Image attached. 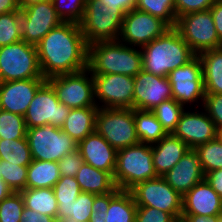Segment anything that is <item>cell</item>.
Segmentation results:
<instances>
[{"instance_id":"38","label":"cell","mask_w":222,"mask_h":222,"mask_svg":"<svg viewBox=\"0 0 222 222\" xmlns=\"http://www.w3.org/2000/svg\"><path fill=\"white\" fill-rule=\"evenodd\" d=\"M28 166H20L11 162L0 160L2 180L13 192H21L26 189Z\"/></svg>"},{"instance_id":"15","label":"cell","mask_w":222,"mask_h":222,"mask_svg":"<svg viewBox=\"0 0 222 222\" xmlns=\"http://www.w3.org/2000/svg\"><path fill=\"white\" fill-rule=\"evenodd\" d=\"M170 28L161 18L133 9L124 16L119 41L141 48Z\"/></svg>"},{"instance_id":"25","label":"cell","mask_w":222,"mask_h":222,"mask_svg":"<svg viewBox=\"0 0 222 222\" xmlns=\"http://www.w3.org/2000/svg\"><path fill=\"white\" fill-rule=\"evenodd\" d=\"M76 180L82 192L96 195L106 194L117 188L113 176L109 172L96 169L86 163H83L77 172Z\"/></svg>"},{"instance_id":"6","label":"cell","mask_w":222,"mask_h":222,"mask_svg":"<svg viewBox=\"0 0 222 222\" xmlns=\"http://www.w3.org/2000/svg\"><path fill=\"white\" fill-rule=\"evenodd\" d=\"M44 78L37 47L23 40L0 47V82Z\"/></svg>"},{"instance_id":"17","label":"cell","mask_w":222,"mask_h":222,"mask_svg":"<svg viewBox=\"0 0 222 222\" xmlns=\"http://www.w3.org/2000/svg\"><path fill=\"white\" fill-rule=\"evenodd\" d=\"M201 110L188 111L185 108L176 130L172 133L175 137L181 139L189 149H195L197 146L214 140L218 135L214 122L202 107Z\"/></svg>"},{"instance_id":"46","label":"cell","mask_w":222,"mask_h":222,"mask_svg":"<svg viewBox=\"0 0 222 222\" xmlns=\"http://www.w3.org/2000/svg\"><path fill=\"white\" fill-rule=\"evenodd\" d=\"M216 0H174L177 18L189 13L210 9Z\"/></svg>"},{"instance_id":"22","label":"cell","mask_w":222,"mask_h":222,"mask_svg":"<svg viewBox=\"0 0 222 222\" xmlns=\"http://www.w3.org/2000/svg\"><path fill=\"white\" fill-rule=\"evenodd\" d=\"M77 149L81 152L84 163L114 175L117 150L96 131L80 141Z\"/></svg>"},{"instance_id":"55","label":"cell","mask_w":222,"mask_h":222,"mask_svg":"<svg viewBox=\"0 0 222 222\" xmlns=\"http://www.w3.org/2000/svg\"><path fill=\"white\" fill-rule=\"evenodd\" d=\"M218 139L222 142V130L218 131V135H217Z\"/></svg>"},{"instance_id":"42","label":"cell","mask_w":222,"mask_h":222,"mask_svg":"<svg viewBox=\"0 0 222 222\" xmlns=\"http://www.w3.org/2000/svg\"><path fill=\"white\" fill-rule=\"evenodd\" d=\"M202 108L214 122L217 130H222V94H205Z\"/></svg>"},{"instance_id":"47","label":"cell","mask_w":222,"mask_h":222,"mask_svg":"<svg viewBox=\"0 0 222 222\" xmlns=\"http://www.w3.org/2000/svg\"><path fill=\"white\" fill-rule=\"evenodd\" d=\"M20 222H57V220L50 215L33 211L24 206Z\"/></svg>"},{"instance_id":"34","label":"cell","mask_w":222,"mask_h":222,"mask_svg":"<svg viewBox=\"0 0 222 222\" xmlns=\"http://www.w3.org/2000/svg\"><path fill=\"white\" fill-rule=\"evenodd\" d=\"M194 150L205 175L211 171L222 169V142L218 137L197 146Z\"/></svg>"},{"instance_id":"37","label":"cell","mask_w":222,"mask_h":222,"mask_svg":"<svg viewBox=\"0 0 222 222\" xmlns=\"http://www.w3.org/2000/svg\"><path fill=\"white\" fill-rule=\"evenodd\" d=\"M22 40L21 13L9 12L0 15V47Z\"/></svg>"},{"instance_id":"49","label":"cell","mask_w":222,"mask_h":222,"mask_svg":"<svg viewBox=\"0 0 222 222\" xmlns=\"http://www.w3.org/2000/svg\"><path fill=\"white\" fill-rule=\"evenodd\" d=\"M205 179L222 198V169L209 172L205 175Z\"/></svg>"},{"instance_id":"33","label":"cell","mask_w":222,"mask_h":222,"mask_svg":"<svg viewBox=\"0 0 222 222\" xmlns=\"http://www.w3.org/2000/svg\"><path fill=\"white\" fill-rule=\"evenodd\" d=\"M184 108L183 105L171 98L161 102L151 111L161 123L166 133L172 134L176 130L180 116L185 110Z\"/></svg>"},{"instance_id":"32","label":"cell","mask_w":222,"mask_h":222,"mask_svg":"<svg viewBox=\"0 0 222 222\" xmlns=\"http://www.w3.org/2000/svg\"><path fill=\"white\" fill-rule=\"evenodd\" d=\"M0 160L20 166H28L32 162L27 137L23 139H0Z\"/></svg>"},{"instance_id":"27","label":"cell","mask_w":222,"mask_h":222,"mask_svg":"<svg viewBox=\"0 0 222 222\" xmlns=\"http://www.w3.org/2000/svg\"><path fill=\"white\" fill-rule=\"evenodd\" d=\"M60 177L58 162L32 160L27 168L26 188H53Z\"/></svg>"},{"instance_id":"7","label":"cell","mask_w":222,"mask_h":222,"mask_svg":"<svg viewBox=\"0 0 222 222\" xmlns=\"http://www.w3.org/2000/svg\"><path fill=\"white\" fill-rule=\"evenodd\" d=\"M95 131L117 151L139 143L132 108H98Z\"/></svg>"},{"instance_id":"2","label":"cell","mask_w":222,"mask_h":222,"mask_svg":"<svg viewBox=\"0 0 222 222\" xmlns=\"http://www.w3.org/2000/svg\"><path fill=\"white\" fill-rule=\"evenodd\" d=\"M140 49L142 69L161 77H168L172 70L196 56L174 27Z\"/></svg>"},{"instance_id":"4","label":"cell","mask_w":222,"mask_h":222,"mask_svg":"<svg viewBox=\"0 0 222 222\" xmlns=\"http://www.w3.org/2000/svg\"><path fill=\"white\" fill-rule=\"evenodd\" d=\"M156 177L151 145L139 142L117 151L113 179L118 189L129 191L136 184Z\"/></svg>"},{"instance_id":"19","label":"cell","mask_w":222,"mask_h":222,"mask_svg":"<svg viewBox=\"0 0 222 222\" xmlns=\"http://www.w3.org/2000/svg\"><path fill=\"white\" fill-rule=\"evenodd\" d=\"M45 82V78L0 82V109L24 116Z\"/></svg>"},{"instance_id":"48","label":"cell","mask_w":222,"mask_h":222,"mask_svg":"<svg viewBox=\"0 0 222 222\" xmlns=\"http://www.w3.org/2000/svg\"><path fill=\"white\" fill-rule=\"evenodd\" d=\"M216 33L222 42V0H216L210 8Z\"/></svg>"},{"instance_id":"40","label":"cell","mask_w":222,"mask_h":222,"mask_svg":"<svg viewBox=\"0 0 222 222\" xmlns=\"http://www.w3.org/2000/svg\"><path fill=\"white\" fill-rule=\"evenodd\" d=\"M24 210L21 192H12L0 203V222H20Z\"/></svg>"},{"instance_id":"51","label":"cell","mask_w":222,"mask_h":222,"mask_svg":"<svg viewBox=\"0 0 222 222\" xmlns=\"http://www.w3.org/2000/svg\"><path fill=\"white\" fill-rule=\"evenodd\" d=\"M101 2L110 7H120L125 13L136 9V0H101Z\"/></svg>"},{"instance_id":"41","label":"cell","mask_w":222,"mask_h":222,"mask_svg":"<svg viewBox=\"0 0 222 222\" xmlns=\"http://www.w3.org/2000/svg\"><path fill=\"white\" fill-rule=\"evenodd\" d=\"M53 191L58 203L69 204L82 192L76 177L61 176L54 185Z\"/></svg>"},{"instance_id":"45","label":"cell","mask_w":222,"mask_h":222,"mask_svg":"<svg viewBox=\"0 0 222 222\" xmlns=\"http://www.w3.org/2000/svg\"><path fill=\"white\" fill-rule=\"evenodd\" d=\"M119 190L116 188L114 191L106 194H95L89 222H106V212L109 208L110 200Z\"/></svg>"},{"instance_id":"28","label":"cell","mask_w":222,"mask_h":222,"mask_svg":"<svg viewBox=\"0 0 222 222\" xmlns=\"http://www.w3.org/2000/svg\"><path fill=\"white\" fill-rule=\"evenodd\" d=\"M95 194L81 192L74 202L58 203L57 222H89Z\"/></svg>"},{"instance_id":"35","label":"cell","mask_w":222,"mask_h":222,"mask_svg":"<svg viewBox=\"0 0 222 222\" xmlns=\"http://www.w3.org/2000/svg\"><path fill=\"white\" fill-rule=\"evenodd\" d=\"M136 9L161 18L170 27L176 25L174 0H136Z\"/></svg>"},{"instance_id":"20","label":"cell","mask_w":222,"mask_h":222,"mask_svg":"<svg viewBox=\"0 0 222 222\" xmlns=\"http://www.w3.org/2000/svg\"><path fill=\"white\" fill-rule=\"evenodd\" d=\"M162 177L183 197L197 183L205 179V174L197 153L194 149H189Z\"/></svg>"},{"instance_id":"43","label":"cell","mask_w":222,"mask_h":222,"mask_svg":"<svg viewBox=\"0 0 222 222\" xmlns=\"http://www.w3.org/2000/svg\"><path fill=\"white\" fill-rule=\"evenodd\" d=\"M135 222H179L172 214L154 207L137 206Z\"/></svg>"},{"instance_id":"3","label":"cell","mask_w":222,"mask_h":222,"mask_svg":"<svg viewBox=\"0 0 222 222\" xmlns=\"http://www.w3.org/2000/svg\"><path fill=\"white\" fill-rule=\"evenodd\" d=\"M88 69L92 74L135 77L142 70L141 49L119 40L92 43L88 45Z\"/></svg>"},{"instance_id":"36","label":"cell","mask_w":222,"mask_h":222,"mask_svg":"<svg viewBox=\"0 0 222 222\" xmlns=\"http://www.w3.org/2000/svg\"><path fill=\"white\" fill-rule=\"evenodd\" d=\"M27 127L23 115L0 109V139H23Z\"/></svg>"},{"instance_id":"5","label":"cell","mask_w":222,"mask_h":222,"mask_svg":"<svg viewBox=\"0 0 222 222\" xmlns=\"http://www.w3.org/2000/svg\"><path fill=\"white\" fill-rule=\"evenodd\" d=\"M125 12L101 0H86L80 28L87 45L100 41H118Z\"/></svg>"},{"instance_id":"53","label":"cell","mask_w":222,"mask_h":222,"mask_svg":"<svg viewBox=\"0 0 222 222\" xmlns=\"http://www.w3.org/2000/svg\"><path fill=\"white\" fill-rule=\"evenodd\" d=\"M13 191L9 186L2 180L1 171H0V203L8 197Z\"/></svg>"},{"instance_id":"29","label":"cell","mask_w":222,"mask_h":222,"mask_svg":"<svg viewBox=\"0 0 222 222\" xmlns=\"http://www.w3.org/2000/svg\"><path fill=\"white\" fill-rule=\"evenodd\" d=\"M134 121L140 143L153 145L167 135L161 123L150 110L134 109Z\"/></svg>"},{"instance_id":"16","label":"cell","mask_w":222,"mask_h":222,"mask_svg":"<svg viewBox=\"0 0 222 222\" xmlns=\"http://www.w3.org/2000/svg\"><path fill=\"white\" fill-rule=\"evenodd\" d=\"M20 13L22 40L35 46L63 22L57 15L52 0L31 4L20 9Z\"/></svg>"},{"instance_id":"30","label":"cell","mask_w":222,"mask_h":222,"mask_svg":"<svg viewBox=\"0 0 222 222\" xmlns=\"http://www.w3.org/2000/svg\"><path fill=\"white\" fill-rule=\"evenodd\" d=\"M24 206L33 211L50 215L57 220L58 202L53 188H26L21 191Z\"/></svg>"},{"instance_id":"44","label":"cell","mask_w":222,"mask_h":222,"mask_svg":"<svg viewBox=\"0 0 222 222\" xmlns=\"http://www.w3.org/2000/svg\"><path fill=\"white\" fill-rule=\"evenodd\" d=\"M83 163L84 160L78 149L66 154L58 161L60 175L65 177H76Z\"/></svg>"},{"instance_id":"12","label":"cell","mask_w":222,"mask_h":222,"mask_svg":"<svg viewBox=\"0 0 222 222\" xmlns=\"http://www.w3.org/2000/svg\"><path fill=\"white\" fill-rule=\"evenodd\" d=\"M168 80L172 87L173 99L185 108L186 105L194 106V103L197 105L196 108L202 107L205 89L202 64L198 55L185 65L172 70L168 74Z\"/></svg>"},{"instance_id":"13","label":"cell","mask_w":222,"mask_h":222,"mask_svg":"<svg viewBox=\"0 0 222 222\" xmlns=\"http://www.w3.org/2000/svg\"><path fill=\"white\" fill-rule=\"evenodd\" d=\"M92 78L94 99L99 108L133 109L134 77L116 73L92 74Z\"/></svg>"},{"instance_id":"50","label":"cell","mask_w":222,"mask_h":222,"mask_svg":"<svg viewBox=\"0 0 222 222\" xmlns=\"http://www.w3.org/2000/svg\"><path fill=\"white\" fill-rule=\"evenodd\" d=\"M222 215L201 216L196 214H182L179 222H220Z\"/></svg>"},{"instance_id":"10","label":"cell","mask_w":222,"mask_h":222,"mask_svg":"<svg viewBox=\"0 0 222 222\" xmlns=\"http://www.w3.org/2000/svg\"><path fill=\"white\" fill-rule=\"evenodd\" d=\"M46 81L53 87L57 99L70 109L98 107L94 99V82L91 71L50 77Z\"/></svg>"},{"instance_id":"9","label":"cell","mask_w":222,"mask_h":222,"mask_svg":"<svg viewBox=\"0 0 222 222\" xmlns=\"http://www.w3.org/2000/svg\"><path fill=\"white\" fill-rule=\"evenodd\" d=\"M174 28L196 55L222 47L210 9L178 17Z\"/></svg>"},{"instance_id":"11","label":"cell","mask_w":222,"mask_h":222,"mask_svg":"<svg viewBox=\"0 0 222 222\" xmlns=\"http://www.w3.org/2000/svg\"><path fill=\"white\" fill-rule=\"evenodd\" d=\"M129 191L137 206L154 207L172 214L180 221L182 196L162 176L140 182Z\"/></svg>"},{"instance_id":"1","label":"cell","mask_w":222,"mask_h":222,"mask_svg":"<svg viewBox=\"0 0 222 222\" xmlns=\"http://www.w3.org/2000/svg\"><path fill=\"white\" fill-rule=\"evenodd\" d=\"M36 47L45 79L88 68V45L79 24L62 22L48 32Z\"/></svg>"},{"instance_id":"31","label":"cell","mask_w":222,"mask_h":222,"mask_svg":"<svg viewBox=\"0 0 222 222\" xmlns=\"http://www.w3.org/2000/svg\"><path fill=\"white\" fill-rule=\"evenodd\" d=\"M137 205L130 191L119 190L110 200L106 222H135Z\"/></svg>"},{"instance_id":"39","label":"cell","mask_w":222,"mask_h":222,"mask_svg":"<svg viewBox=\"0 0 222 222\" xmlns=\"http://www.w3.org/2000/svg\"><path fill=\"white\" fill-rule=\"evenodd\" d=\"M52 3L63 22L80 24L84 17L86 0H52Z\"/></svg>"},{"instance_id":"54","label":"cell","mask_w":222,"mask_h":222,"mask_svg":"<svg viewBox=\"0 0 222 222\" xmlns=\"http://www.w3.org/2000/svg\"><path fill=\"white\" fill-rule=\"evenodd\" d=\"M43 1H46V0H17V3H18L19 8L23 9L31 4L43 2Z\"/></svg>"},{"instance_id":"18","label":"cell","mask_w":222,"mask_h":222,"mask_svg":"<svg viewBox=\"0 0 222 222\" xmlns=\"http://www.w3.org/2000/svg\"><path fill=\"white\" fill-rule=\"evenodd\" d=\"M173 98L168 77L141 70L134 77L133 109L152 110L161 102Z\"/></svg>"},{"instance_id":"26","label":"cell","mask_w":222,"mask_h":222,"mask_svg":"<svg viewBox=\"0 0 222 222\" xmlns=\"http://www.w3.org/2000/svg\"><path fill=\"white\" fill-rule=\"evenodd\" d=\"M202 64L205 94H222V47L199 55Z\"/></svg>"},{"instance_id":"24","label":"cell","mask_w":222,"mask_h":222,"mask_svg":"<svg viewBox=\"0 0 222 222\" xmlns=\"http://www.w3.org/2000/svg\"><path fill=\"white\" fill-rule=\"evenodd\" d=\"M99 107L70 109L61 130L66 132L76 143L95 132L96 114Z\"/></svg>"},{"instance_id":"52","label":"cell","mask_w":222,"mask_h":222,"mask_svg":"<svg viewBox=\"0 0 222 222\" xmlns=\"http://www.w3.org/2000/svg\"><path fill=\"white\" fill-rule=\"evenodd\" d=\"M20 11L17 0H0V15Z\"/></svg>"},{"instance_id":"21","label":"cell","mask_w":222,"mask_h":222,"mask_svg":"<svg viewBox=\"0 0 222 222\" xmlns=\"http://www.w3.org/2000/svg\"><path fill=\"white\" fill-rule=\"evenodd\" d=\"M182 214L222 215V198L204 179L182 197Z\"/></svg>"},{"instance_id":"23","label":"cell","mask_w":222,"mask_h":222,"mask_svg":"<svg viewBox=\"0 0 222 222\" xmlns=\"http://www.w3.org/2000/svg\"><path fill=\"white\" fill-rule=\"evenodd\" d=\"M151 146L153 164L158 176H163L171 170L189 150L188 146L173 134H167Z\"/></svg>"},{"instance_id":"14","label":"cell","mask_w":222,"mask_h":222,"mask_svg":"<svg viewBox=\"0 0 222 222\" xmlns=\"http://www.w3.org/2000/svg\"><path fill=\"white\" fill-rule=\"evenodd\" d=\"M70 108L60 103L53 87L46 81L36 92L24 115L27 128L51 124L61 128Z\"/></svg>"},{"instance_id":"8","label":"cell","mask_w":222,"mask_h":222,"mask_svg":"<svg viewBox=\"0 0 222 222\" xmlns=\"http://www.w3.org/2000/svg\"><path fill=\"white\" fill-rule=\"evenodd\" d=\"M26 137L32 160L58 162L63 156L76 150L78 145L61 128L51 124L27 128Z\"/></svg>"}]
</instances>
